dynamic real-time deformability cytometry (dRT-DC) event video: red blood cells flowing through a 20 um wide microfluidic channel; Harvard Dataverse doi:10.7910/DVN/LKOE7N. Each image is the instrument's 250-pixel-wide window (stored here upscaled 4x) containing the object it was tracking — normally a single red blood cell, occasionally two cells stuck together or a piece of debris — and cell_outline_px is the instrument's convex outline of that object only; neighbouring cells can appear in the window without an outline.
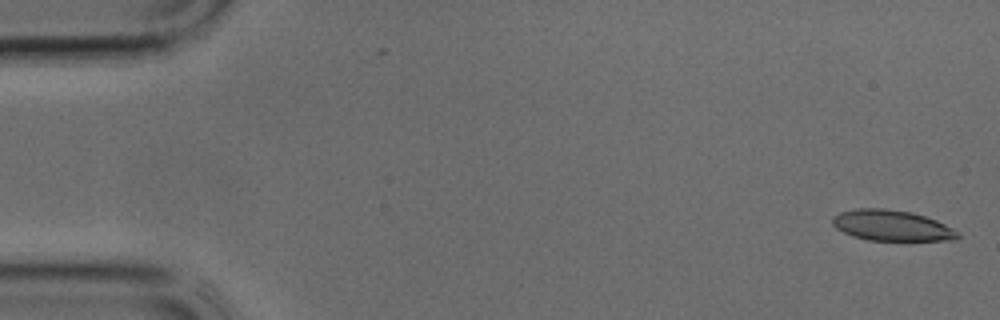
{"species": "common noctule bat (a hibernating species)", "species_latin": "Nyctalus noctula", "temperature_condition": "cold", "stored_images_in_passage": 7, "camera_frame_rate_fps": 3000, "um_per_image_px": 0.085, "animal": {"sex": "male", "body_mass_g": 17.9, "forearm_length_mm": 54.2}, "frame": {"image": 1, "passage_image": 1, "time_ms": 0.0, "image_size_px": [1000, 320], "cell_outline_px": [[960, 236], [956, 240], [868, 240], [852, 236], [836, 228], [832, 224], [832, 216], [840, 212], [856, 208], [884, 208], [912, 212], [936, 220], [960, 232]], "centroid_in_image_um": [75.79, 19.16], "position_along_channel_um": 9.2, "area_um2": 22.48}}